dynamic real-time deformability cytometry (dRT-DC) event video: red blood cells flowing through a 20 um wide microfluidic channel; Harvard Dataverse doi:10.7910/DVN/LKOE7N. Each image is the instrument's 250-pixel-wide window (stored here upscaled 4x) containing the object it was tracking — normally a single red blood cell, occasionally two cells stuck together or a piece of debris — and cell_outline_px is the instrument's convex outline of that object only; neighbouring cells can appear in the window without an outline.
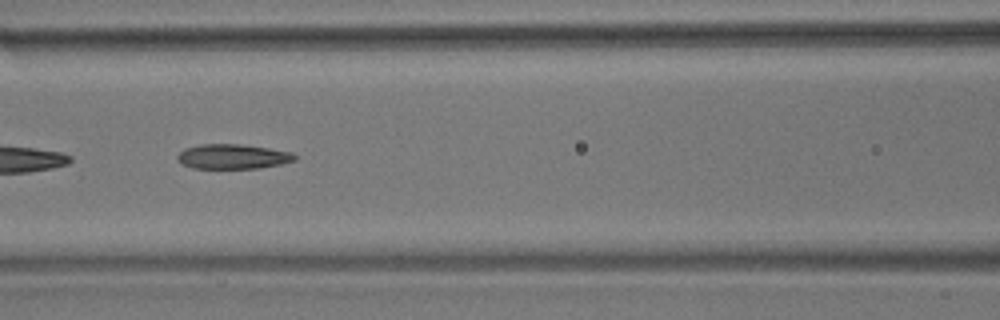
{"species": "common noctule bat (a hibernating species)", "species_latin": "Nyctalus noctula", "temperature_condition": "room temperature", "stored_images_in_passage": 9, "camera_frame_rate_fps": 3000, "um_per_image_px": 0.085, "animal": {"sex": "male", "body_mass_g": 17.9}, "frame": {"image": 1, "passage_image": 7, "time_ms": 7.0, "image_size_px": [1000, 320], "cell_outline_px": [[296, 160], [280, 164], [260, 168], [192, 168], [176, 160], [176, 156], [184, 148], [200, 144], [240, 144], [268, 148], [292, 152], [296, 156]], "centroid_in_image_um": [19.77, 13.3], "position_along_channel_um": 146.8, "area_um2": 16.94}}